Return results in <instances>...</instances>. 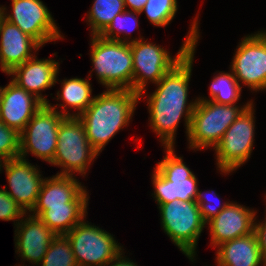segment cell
Segmentation results:
<instances>
[{
  "instance_id": "6da1fadb",
  "label": "cell",
  "mask_w": 266,
  "mask_h": 266,
  "mask_svg": "<svg viewBox=\"0 0 266 266\" xmlns=\"http://www.w3.org/2000/svg\"><path fill=\"white\" fill-rule=\"evenodd\" d=\"M195 47H191L184 59L156 83L158 88L148 99L150 125L161 138L165 148L174 147L176 129L184 114L186 133L187 135L189 133L192 114L197 103V100L187 103Z\"/></svg>"
},
{
  "instance_id": "7a4b0ae2",
  "label": "cell",
  "mask_w": 266,
  "mask_h": 266,
  "mask_svg": "<svg viewBox=\"0 0 266 266\" xmlns=\"http://www.w3.org/2000/svg\"><path fill=\"white\" fill-rule=\"evenodd\" d=\"M139 93L107 89L78 117L92 147L100 153L107 142L132 119Z\"/></svg>"
},
{
  "instance_id": "3957f363",
  "label": "cell",
  "mask_w": 266,
  "mask_h": 266,
  "mask_svg": "<svg viewBox=\"0 0 266 266\" xmlns=\"http://www.w3.org/2000/svg\"><path fill=\"white\" fill-rule=\"evenodd\" d=\"M197 24L196 17L189 35L175 58L156 44L143 42L142 38L132 39L130 42L133 57L132 91L139 93V98L143 96V91L145 93L148 80L158 83L166 73L184 59L191 47L196 46L199 37Z\"/></svg>"
},
{
  "instance_id": "277c9868",
  "label": "cell",
  "mask_w": 266,
  "mask_h": 266,
  "mask_svg": "<svg viewBox=\"0 0 266 266\" xmlns=\"http://www.w3.org/2000/svg\"><path fill=\"white\" fill-rule=\"evenodd\" d=\"M91 60L96 76L107 89L131 90L133 57L130 43L92 35Z\"/></svg>"
},
{
  "instance_id": "5b68a950",
  "label": "cell",
  "mask_w": 266,
  "mask_h": 266,
  "mask_svg": "<svg viewBox=\"0 0 266 266\" xmlns=\"http://www.w3.org/2000/svg\"><path fill=\"white\" fill-rule=\"evenodd\" d=\"M239 108L235 104H218L199 98L192 114L188 141L191 148L214 147L220 142L229 126L251 104Z\"/></svg>"
},
{
  "instance_id": "8992f818",
  "label": "cell",
  "mask_w": 266,
  "mask_h": 266,
  "mask_svg": "<svg viewBox=\"0 0 266 266\" xmlns=\"http://www.w3.org/2000/svg\"><path fill=\"white\" fill-rule=\"evenodd\" d=\"M87 138L78 116H65L58 129L57 147L51 164L63 167L57 175L72 176L73 171L85 175L92 160L98 156Z\"/></svg>"
},
{
  "instance_id": "52a82bcc",
  "label": "cell",
  "mask_w": 266,
  "mask_h": 266,
  "mask_svg": "<svg viewBox=\"0 0 266 266\" xmlns=\"http://www.w3.org/2000/svg\"><path fill=\"white\" fill-rule=\"evenodd\" d=\"M166 156L155 167L152 175L157 205L173 201H196L197 179L183 163L182 157L175 155L174 147H166Z\"/></svg>"
},
{
  "instance_id": "ba28073f",
  "label": "cell",
  "mask_w": 266,
  "mask_h": 266,
  "mask_svg": "<svg viewBox=\"0 0 266 266\" xmlns=\"http://www.w3.org/2000/svg\"><path fill=\"white\" fill-rule=\"evenodd\" d=\"M164 232L193 262L197 240L205 227L196 201H173L158 205Z\"/></svg>"
},
{
  "instance_id": "9c48e42d",
  "label": "cell",
  "mask_w": 266,
  "mask_h": 266,
  "mask_svg": "<svg viewBox=\"0 0 266 266\" xmlns=\"http://www.w3.org/2000/svg\"><path fill=\"white\" fill-rule=\"evenodd\" d=\"M55 106L43 104L20 133V157L28 152L51 163L57 147L58 129L65 116H72L69 111L58 112Z\"/></svg>"
},
{
  "instance_id": "30bf717a",
  "label": "cell",
  "mask_w": 266,
  "mask_h": 266,
  "mask_svg": "<svg viewBox=\"0 0 266 266\" xmlns=\"http://www.w3.org/2000/svg\"><path fill=\"white\" fill-rule=\"evenodd\" d=\"M78 266H105L116 258L122 247L114 237L84 220L65 234Z\"/></svg>"
},
{
  "instance_id": "8fae6325",
  "label": "cell",
  "mask_w": 266,
  "mask_h": 266,
  "mask_svg": "<svg viewBox=\"0 0 266 266\" xmlns=\"http://www.w3.org/2000/svg\"><path fill=\"white\" fill-rule=\"evenodd\" d=\"M252 106L251 103L229 126L214 148L221 172H232L243 165L251 155L255 131Z\"/></svg>"
},
{
  "instance_id": "7c38bea8",
  "label": "cell",
  "mask_w": 266,
  "mask_h": 266,
  "mask_svg": "<svg viewBox=\"0 0 266 266\" xmlns=\"http://www.w3.org/2000/svg\"><path fill=\"white\" fill-rule=\"evenodd\" d=\"M238 46L231 70L251 90H266V32L246 36Z\"/></svg>"
},
{
  "instance_id": "4fadbf2b",
  "label": "cell",
  "mask_w": 266,
  "mask_h": 266,
  "mask_svg": "<svg viewBox=\"0 0 266 266\" xmlns=\"http://www.w3.org/2000/svg\"><path fill=\"white\" fill-rule=\"evenodd\" d=\"M3 18L15 24L22 32L34 38L41 46L62 38L48 8L41 0H12V13Z\"/></svg>"
},
{
  "instance_id": "5bb4252c",
  "label": "cell",
  "mask_w": 266,
  "mask_h": 266,
  "mask_svg": "<svg viewBox=\"0 0 266 266\" xmlns=\"http://www.w3.org/2000/svg\"><path fill=\"white\" fill-rule=\"evenodd\" d=\"M1 166L5 168L11 191L6 193L18 203L25 212L33 210L37 203L43 178L40 171L26 159L16 157L5 161Z\"/></svg>"
},
{
  "instance_id": "9a60e30c",
  "label": "cell",
  "mask_w": 266,
  "mask_h": 266,
  "mask_svg": "<svg viewBox=\"0 0 266 266\" xmlns=\"http://www.w3.org/2000/svg\"><path fill=\"white\" fill-rule=\"evenodd\" d=\"M254 210L243 205L228 203L227 206L207 224L210 225L211 244H220L248 235L254 231Z\"/></svg>"
},
{
  "instance_id": "2e32d148",
  "label": "cell",
  "mask_w": 266,
  "mask_h": 266,
  "mask_svg": "<svg viewBox=\"0 0 266 266\" xmlns=\"http://www.w3.org/2000/svg\"><path fill=\"white\" fill-rule=\"evenodd\" d=\"M15 246L23 260L36 263L44 258L47 248L57 236L39 217L30 216L16 222ZM17 238V239H16Z\"/></svg>"
},
{
  "instance_id": "e0dca14e",
  "label": "cell",
  "mask_w": 266,
  "mask_h": 266,
  "mask_svg": "<svg viewBox=\"0 0 266 266\" xmlns=\"http://www.w3.org/2000/svg\"><path fill=\"white\" fill-rule=\"evenodd\" d=\"M59 62L53 59H36L35 56L25 61L23 64L13 68L8 75H14L12 82L18 87L25 89L33 94L43 104H49V101L42 96L41 90L50 88L56 84Z\"/></svg>"
},
{
  "instance_id": "ac0fdd59",
  "label": "cell",
  "mask_w": 266,
  "mask_h": 266,
  "mask_svg": "<svg viewBox=\"0 0 266 266\" xmlns=\"http://www.w3.org/2000/svg\"><path fill=\"white\" fill-rule=\"evenodd\" d=\"M42 105L33 94L11 81L3 89L0 121L21 133Z\"/></svg>"
},
{
  "instance_id": "d6986e66",
  "label": "cell",
  "mask_w": 266,
  "mask_h": 266,
  "mask_svg": "<svg viewBox=\"0 0 266 266\" xmlns=\"http://www.w3.org/2000/svg\"><path fill=\"white\" fill-rule=\"evenodd\" d=\"M0 35V68L6 74L32 58V50L41 46L34 38L3 17L0 22Z\"/></svg>"
},
{
  "instance_id": "ffe728a7",
  "label": "cell",
  "mask_w": 266,
  "mask_h": 266,
  "mask_svg": "<svg viewBox=\"0 0 266 266\" xmlns=\"http://www.w3.org/2000/svg\"><path fill=\"white\" fill-rule=\"evenodd\" d=\"M73 176L55 175L42 182L37 203L31 212L38 217L47 207H67L87 192ZM35 214V215H34Z\"/></svg>"
},
{
  "instance_id": "44dd1931",
  "label": "cell",
  "mask_w": 266,
  "mask_h": 266,
  "mask_svg": "<svg viewBox=\"0 0 266 266\" xmlns=\"http://www.w3.org/2000/svg\"><path fill=\"white\" fill-rule=\"evenodd\" d=\"M217 248L218 266H259L262 263L266 266L255 231L224 242Z\"/></svg>"
},
{
  "instance_id": "7402d4cb",
  "label": "cell",
  "mask_w": 266,
  "mask_h": 266,
  "mask_svg": "<svg viewBox=\"0 0 266 266\" xmlns=\"http://www.w3.org/2000/svg\"><path fill=\"white\" fill-rule=\"evenodd\" d=\"M88 194L85 192L67 207H47L38 217L57 235H65L86 217Z\"/></svg>"
},
{
  "instance_id": "603a6c76",
  "label": "cell",
  "mask_w": 266,
  "mask_h": 266,
  "mask_svg": "<svg viewBox=\"0 0 266 266\" xmlns=\"http://www.w3.org/2000/svg\"><path fill=\"white\" fill-rule=\"evenodd\" d=\"M59 92H57V99L61 98L65 103V105H60L63 110L67 108L66 105L78 109V114H72V116L81 115L94 99V97H91L92 89L89 80L81 78L64 79L61 94Z\"/></svg>"
},
{
  "instance_id": "cb8c5ba5",
  "label": "cell",
  "mask_w": 266,
  "mask_h": 266,
  "mask_svg": "<svg viewBox=\"0 0 266 266\" xmlns=\"http://www.w3.org/2000/svg\"><path fill=\"white\" fill-rule=\"evenodd\" d=\"M125 10L124 0H95L87 15L92 35H100L113 18Z\"/></svg>"
},
{
  "instance_id": "d4e9b609",
  "label": "cell",
  "mask_w": 266,
  "mask_h": 266,
  "mask_svg": "<svg viewBox=\"0 0 266 266\" xmlns=\"http://www.w3.org/2000/svg\"><path fill=\"white\" fill-rule=\"evenodd\" d=\"M241 85L232 73H219L210 86L211 100L218 104L233 105L240 98Z\"/></svg>"
},
{
  "instance_id": "484cf974",
  "label": "cell",
  "mask_w": 266,
  "mask_h": 266,
  "mask_svg": "<svg viewBox=\"0 0 266 266\" xmlns=\"http://www.w3.org/2000/svg\"><path fill=\"white\" fill-rule=\"evenodd\" d=\"M42 266H78L71 243L65 235H57L47 248Z\"/></svg>"
},
{
  "instance_id": "4316f807",
  "label": "cell",
  "mask_w": 266,
  "mask_h": 266,
  "mask_svg": "<svg viewBox=\"0 0 266 266\" xmlns=\"http://www.w3.org/2000/svg\"><path fill=\"white\" fill-rule=\"evenodd\" d=\"M135 14L140 15V12L125 10L120 14H117L112 22L107 26V28L100 34V36L107 40H114L120 42L130 43L127 41L128 39L125 37L124 40L118 36L119 33H124L126 36H129L130 32L137 27V16ZM132 26V27H131ZM132 29V30H131ZM129 32V33H128Z\"/></svg>"
},
{
  "instance_id": "83f0119b",
  "label": "cell",
  "mask_w": 266,
  "mask_h": 266,
  "mask_svg": "<svg viewBox=\"0 0 266 266\" xmlns=\"http://www.w3.org/2000/svg\"><path fill=\"white\" fill-rule=\"evenodd\" d=\"M143 11L154 26L163 27L174 18L177 0H148L140 13Z\"/></svg>"
},
{
  "instance_id": "f1b7e54d",
  "label": "cell",
  "mask_w": 266,
  "mask_h": 266,
  "mask_svg": "<svg viewBox=\"0 0 266 266\" xmlns=\"http://www.w3.org/2000/svg\"><path fill=\"white\" fill-rule=\"evenodd\" d=\"M20 157V133L0 121V161Z\"/></svg>"
},
{
  "instance_id": "f546056e",
  "label": "cell",
  "mask_w": 266,
  "mask_h": 266,
  "mask_svg": "<svg viewBox=\"0 0 266 266\" xmlns=\"http://www.w3.org/2000/svg\"><path fill=\"white\" fill-rule=\"evenodd\" d=\"M24 215H26V212L6 193V189H0V219L20 221L19 218H23Z\"/></svg>"
},
{
  "instance_id": "4dcf8cb0",
  "label": "cell",
  "mask_w": 266,
  "mask_h": 266,
  "mask_svg": "<svg viewBox=\"0 0 266 266\" xmlns=\"http://www.w3.org/2000/svg\"><path fill=\"white\" fill-rule=\"evenodd\" d=\"M212 194L215 196V194L212 192ZM211 194V195H212ZM207 195V194H205ZM204 193L202 194L201 191H198V196L196 199V203L199 205L200 208V215L202 217V220L207 223L210 221L213 217L217 216L226 206L227 202H225L223 205L218 206L216 208L215 206H211V198L208 199Z\"/></svg>"
},
{
  "instance_id": "1f68e13d",
  "label": "cell",
  "mask_w": 266,
  "mask_h": 266,
  "mask_svg": "<svg viewBox=\"0 0 266 266\" xmlns=\"http://www.w3.org/2000/svg\"><path fill=\"white\" fill-rule=\"evenodd\" d=\"M264 223H254V231L259 241V247L266 264V220Z\"/></svg>"
},
{
  "instance_id": "d6a6232c",
  "label": "cell",
  "mask_w": 266,
  "mask_h": 266,
  "mask_svg": "<svg viewBox=\"0 0 266 266\" xmlns=\"http://www.w3.org/2000/svg\"><path fill=\"white\" fill-rule=\"evenodd\" d=\"M148 0H124L125 8L130 7V11L141 12Z\"/></svg>"
},
{
  "instance_id": "836d02e7",
  "label": "cell",
  "mask_w": 266,
  "mask_h": 266,
  "mask_svg": "<svg viewBox=\"0 0 266 266\" xmlns=\"http://www.w3.org/2000/svg\"><path fill=\"white\" fill-rule=\"evenodd\" d=\"M122 254L123 253L121 252L116 258L108 262L105 266H109V264H111L110 266H137L134 262H131L126 258L123 259L124 257L122 256Z\"/></svg>"
},
{
  "instance_id": "e575fe53",
  "label": "cell",
  "mask_w": 266,
  "mask_h": 266,
  "mask_svg": "<svg viewBox=\"0 0 266 266\" xmlns=\"http://www.w3.org/2000/svg\"><path fill=\"white\" fill-rule=\"evenodd\" d=\"M3 89L4 87H0V104H1V101H2V95H3Z\"/></svg>"
},
{
  "instance_id": "d590c367",
  "label": "cell",
  "mask_w": 266,
  "mask_h": 266,
  "mask_svg": "<svg viewBox=\"0 0 266 266\" xmlns=\"http://www.w3.org/2000/svg\"><path fill=\"white\" fill-rule=\"evenodd\" d=\"M2 17H3V12H2V9L0 7V22H1Z\"/></svg>"
}]
</instances>
